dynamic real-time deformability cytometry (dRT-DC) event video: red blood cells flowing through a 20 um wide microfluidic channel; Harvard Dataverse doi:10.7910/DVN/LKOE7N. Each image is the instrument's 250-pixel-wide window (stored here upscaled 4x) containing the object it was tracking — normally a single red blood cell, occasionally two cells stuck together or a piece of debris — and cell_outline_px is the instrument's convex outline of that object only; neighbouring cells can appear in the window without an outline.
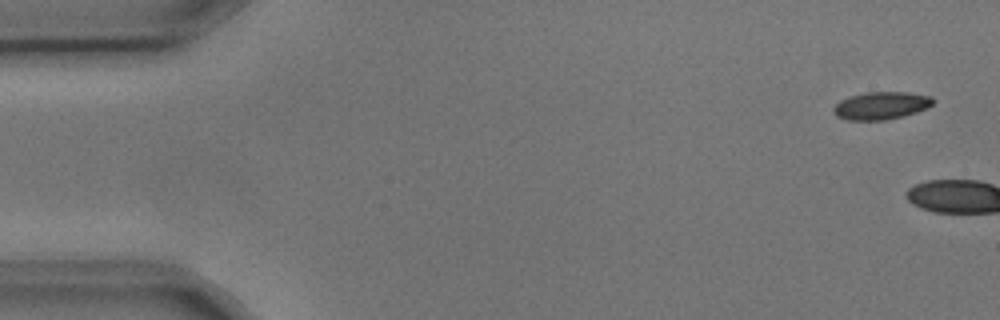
{"species": "common noctule bat (a hibernating species)", "species_latin": "Nyctalus noctula", "temperature_condition": "cold", "stored_images_in_passage": 6, "camera_frame_rate_fps": 3000, "um_per_image_px": 0.085, "animal": {"sex": "male", "body_mass_g": 17.9, "forearm_length_mm": 54.2}, "frame": {"image": 1, "passage_image": 1, "time_ms": 0.0, "image_size_px": [1000, 320], "cell_outline_px": [[936, 100], [928, 108], [916, 112], [884, 120], [848, 120], [836, 116], [832, 112], [832, 108], [840, 100], [848, 96], [868, 92], [908, 92], [932, 96]], "centroid_in_image_um": [74.89, 8.96], "position_along_channel_um": 10.1, "area_um2": 16.13}}
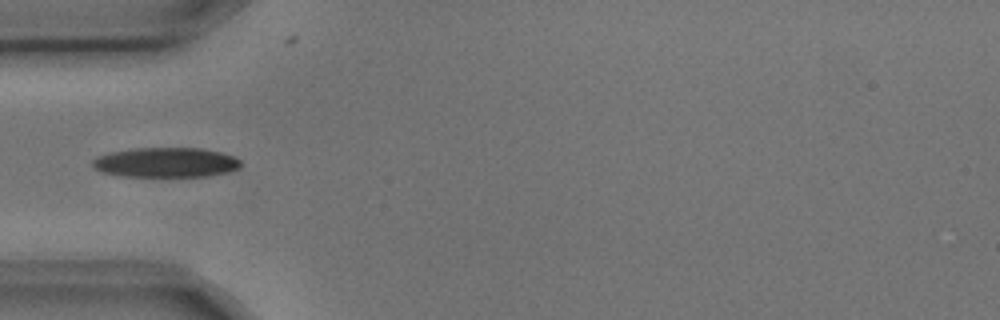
{"frame": {"image": 2, "passage_image": 6, "time_ms": 1.667, "image_size_px": [1000, 320], "cell_outline_px": [[240, 168], [228, 172], [208, 176], [120, 176], [100, 172], [92, 164], [92, 160], [96, 156], [108, 152], [132, 148], [200, 148], [220, 152], [232, 156], [240, 160]], "centroid_in_image_um": [14.06, 13.8], "position_along_channel_um": 70.9, "area_um2": 25.84}}